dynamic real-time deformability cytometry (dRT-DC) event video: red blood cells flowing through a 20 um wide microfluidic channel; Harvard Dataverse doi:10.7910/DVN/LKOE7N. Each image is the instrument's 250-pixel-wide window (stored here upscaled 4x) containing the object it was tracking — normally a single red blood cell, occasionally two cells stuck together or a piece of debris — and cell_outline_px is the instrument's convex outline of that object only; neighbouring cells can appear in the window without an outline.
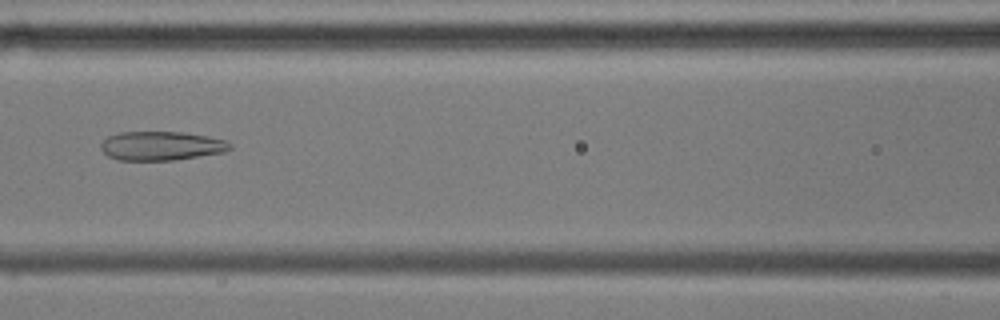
{"species": "common noctule bat (a hibernating species)", "species_latin": "Nyctalus noctula", "temperature_condition": "cold", "stored_images_in_passage": 55, "camera_frame_rate_fps": 3000, "um_per_image_px": 0.085, "animal": {"sex": "male", "body_mass_g": 17.9, "forearm_length_mm": 54.2}, "frame": {"image": 1, "passage_image": 24, "time_ms": 7.667, "image_size_px": [1000, 320], "cell_outline_px": [[232, 148], [224, 152], [172, 160], [120, 160], [108, 156], [100, 148], [100, 144], [108, 136], [120, 132], [180, 132], [204, 136], [224, 140], [232, 144]], "centroid_in_image_um": [13.68, 12.4], "position_along_channel_um": 152.9, "area_um2": 21.56}}
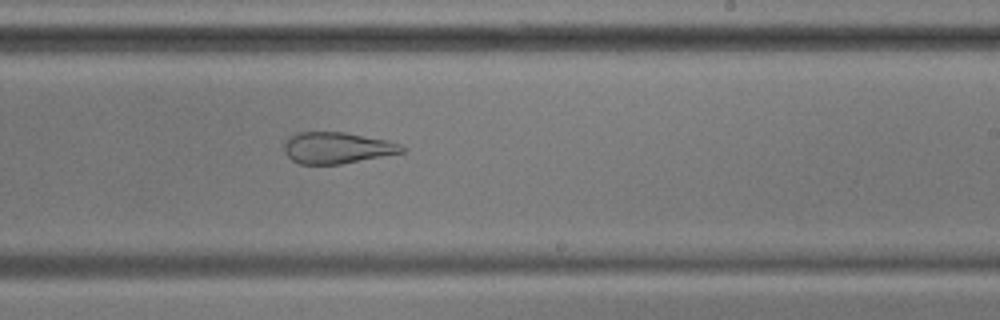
{"frame": {"image": 2, "passage_image": 33, "time_ms": 10.667, "image_size_px": [1000, 320], "cell_outline_px": [[408, 148], [404, 152], [340, 164], [300, 164], [292, 160], [284, 152], [284, 144], [288, 136], [296, 132], [344, 132], [388, 140], [400, 144]], "centroid_in_image_um": [28.64, 12.56], "position_along_channel_um": 260.4, "area_um2": 21.62}}
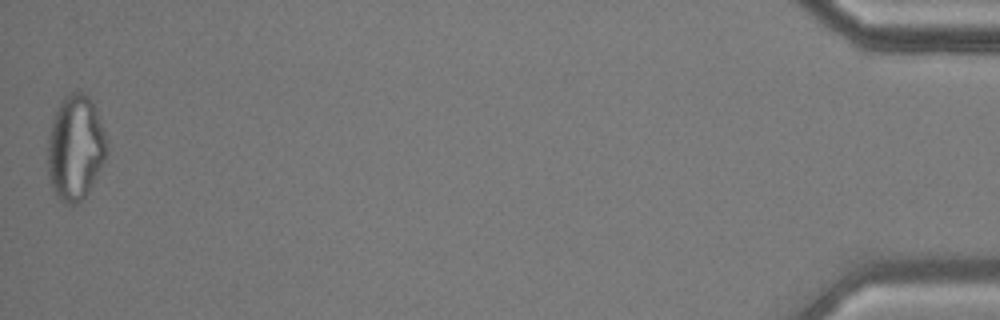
{"frame": {"image": 3, "passage_image": 55, "time_ms": 18.0, "image_size_px": [1000, 320], "cell_outline_px": [[108, 148], [104, 160], [88, 192], [76, 204], [64, 204], [56, 196], [52, 188], [48, 176], [48, 136], [52, 120], [64, 96], [76, 88], [84, 92], [88, 96], [96, 112], [104, 132]], "centroid_in_image_um": [6.38, 12.55], "position_along_channel_um": 428.8, "area_um2": 35.95}, "authors_computed_cell_mechanics": {"area_um2": 29.9404, "velocity_mm_per_s": 3.5843, "shape_relaxation_time_tau1_ms": null, "shape_relaxation_time_tau2_ms": 2.1233, "deformation_change_tau1": null, "deformation_change_tau2": 0.1068}}